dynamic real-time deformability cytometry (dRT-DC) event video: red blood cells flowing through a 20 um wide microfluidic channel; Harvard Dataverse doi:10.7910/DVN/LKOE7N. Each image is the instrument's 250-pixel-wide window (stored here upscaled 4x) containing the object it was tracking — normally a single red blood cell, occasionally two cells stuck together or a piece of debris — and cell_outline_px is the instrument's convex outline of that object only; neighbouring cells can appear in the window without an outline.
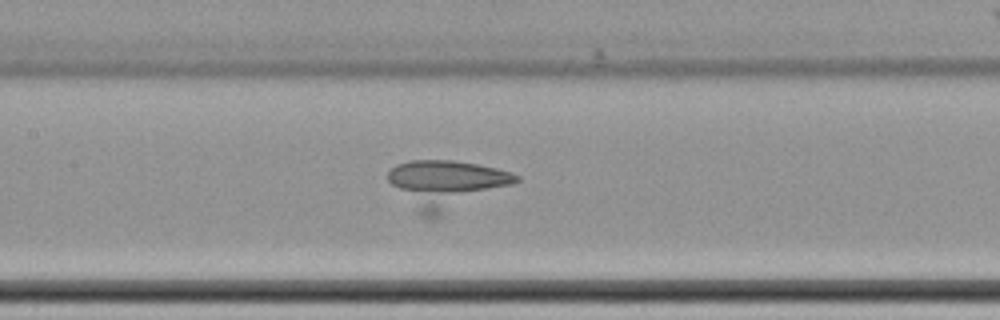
{"species": "common noctule bat (a hibernating species)", "species_latin": "Nyctalus noctula", "temperature_condition": "cold", "stored_images_in_passage": 38, "camera_frame_rate_fps": 3000, "um_per_image_px": 0.085, "animal": {"sex": "female", "body_mass_g": 22.7, "forearm_length_mm": 54.2}, "frame": {"image": 1, "passage_image": 21, "time_ms": 6.667, "image_size_px": [1000, 320], "cell_outline_px": [[520, 180], [516, 184], [432, 220], [428, 220], [388, 180], [388, 172], [396, 164], [408, 160], [452, 160], [476, 164], [496, 168], [512, 172], [520, 176]], "centroid_in_image_um": [38.01, 15.65], "position_along_channel_um": 169.4, "area_um2": 35.6}}
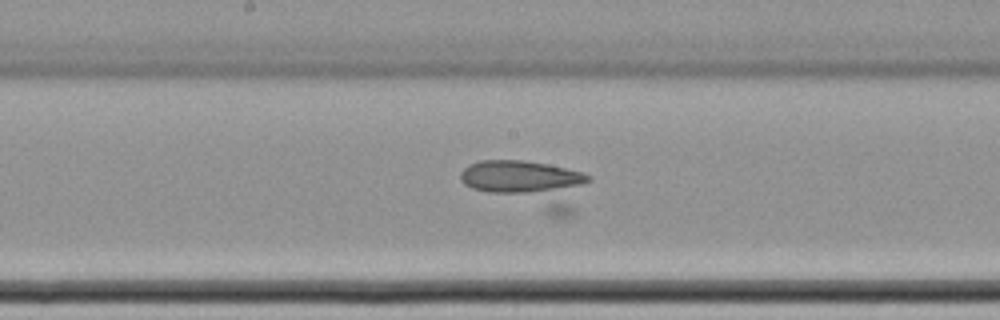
{"frame": {"image": 2, "passage_image": 24, "time_ms": 7.667, "image_size_px": [1000, 320], "cell_outline_px": [[592, 180], [572, 216], [548, 216], [472, 188], [464, 184], [460, 180], [460, 172], [468, 164], [480, 160], [524, 160], [548, 164], [580, 172], [592, 176]], "centroid_in_image_um": [44.98, 15.69], "position_along_channel_um": 203.2, "area_um2": 36.36}}